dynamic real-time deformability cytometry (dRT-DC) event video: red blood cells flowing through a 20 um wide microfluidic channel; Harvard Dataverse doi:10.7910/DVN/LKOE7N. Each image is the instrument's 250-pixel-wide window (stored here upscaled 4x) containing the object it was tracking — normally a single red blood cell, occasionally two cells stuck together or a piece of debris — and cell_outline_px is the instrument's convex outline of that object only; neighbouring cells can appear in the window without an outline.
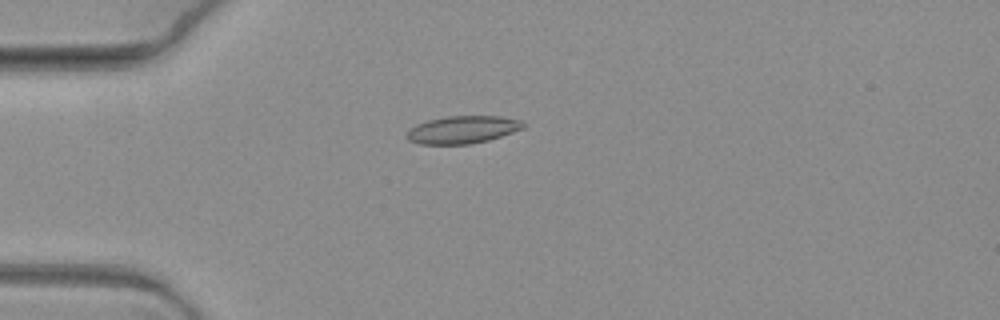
{"species": "common noctule bat (a hibernating species)", "species_latin": "Nyctalus noctula", "temperature_condition": "warm", "stored_images_in_passage": 2, "camera_frame_rate_fps": 3000, "um_per_image_px": 0.085, "animal": {"sex": "female", "body_mass_g": 19.3, "forearm_length_mm": 54.1}, "frame": {"image": 1, "passage_image": 1, "time_ms": 0.0, "image_size_px": [1000, 320], "cell_outline_px": [[524, 128], [488, 140], [472, 144], [420, 144], [408, 140], [404, 136], [416, 124], [428, 120], [448, 116], [500, 116], [520, 120], [524, 124]], "centroid_in_image_um": [39.3, 11.02], "position_along_channel_um": 45.7, "area_um2": 18.61}}